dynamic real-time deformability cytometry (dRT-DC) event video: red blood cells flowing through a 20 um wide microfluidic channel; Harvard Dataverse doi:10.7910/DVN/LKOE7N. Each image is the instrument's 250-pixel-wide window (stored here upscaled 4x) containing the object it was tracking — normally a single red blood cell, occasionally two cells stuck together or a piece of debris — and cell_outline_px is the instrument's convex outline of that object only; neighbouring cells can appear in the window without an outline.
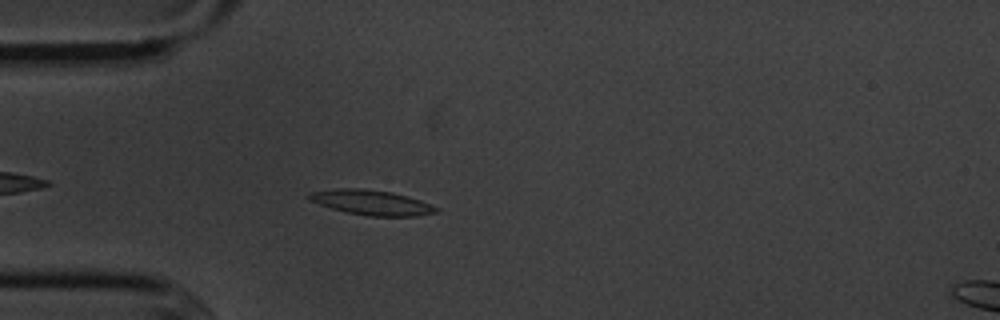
{"species": "common noctule bat (a hibernating species)", "species_latin": "Nyctalus noctula", "temperature_condition": "cold", "stored_images_in_passage": 5, "camera_frame_rate_fps": 3000, "um_per_image_px": 0.085, "animal": {"sex": "male", "body_mass_g": 20.1, "forearm_length_mm": 53.5}, "frame": {"image": 1, "passage_image": 5, "time_ms": 4.667, "image_size_px": [1000, 320], "cell_outline_px": [[440, 212], [416, 216], [368, 216], [348, 212], [332, 208], [308, 200], [308, 196], [312, 192], [340, 188], [360, 188], [392, 192], [420, 200], [440, 208]], "centroid_in_image_um": [31.64, 17.22], "position_along_channel_um": 53.4, "area_um2": 18.32}}